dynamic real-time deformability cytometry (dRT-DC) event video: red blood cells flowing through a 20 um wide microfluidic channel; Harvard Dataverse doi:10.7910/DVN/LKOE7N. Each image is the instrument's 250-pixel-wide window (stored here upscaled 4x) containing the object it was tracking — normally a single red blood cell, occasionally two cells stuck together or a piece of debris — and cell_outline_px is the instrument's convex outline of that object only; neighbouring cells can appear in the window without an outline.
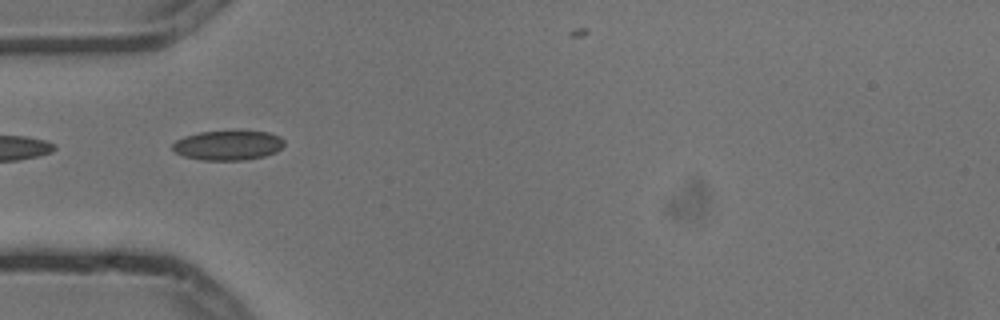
{"species": "common noctule bat (a hibernating species)", "species_latin": "Nyctalus noctula", "temperature_condition": "cold", "stored_images_in_passage": 9, "camera_frame_rate_fps": 3000, "um_per_image_px": 0.085, "animal": {"sex": "male", "body_mass_g": 13.3}, "frame": {"image": 1, "passage_image": 3, "time_ms": 0.667, "image_size_px": [1000, 320], "cell_outline_px": [[284, 144], [276, 152], [264, 156], [244, 160], [204, 160], [184, 156], [176, 152], [172, 148], [172, 144], [176, 140], [184, 136], [200, 132], [268, 132], [280, 136], [284, 140]], "centroid_in_image_um": [19.38, 12.36], "position_along_channel_um": 65.6, "area_um2": 19.02}}
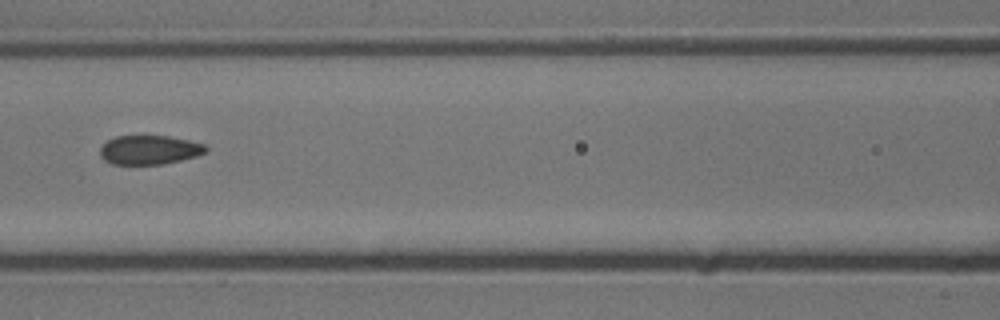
{"frame": {"image": 2, "passage_image": 5, "time_ms": 1.333, "image_size_px": [1000, 320], "cell_outline_px": [[208, 148], [204, 152], [196, 156], [164, 164], [112, 164], [104, 160], [100, 156], [100, 148], [108, 140], [116, 136], [168, 136], [188, 140], [204, 144]], "centroid_in_image_um": [12.68, 12.74], "position_along_channel_um": 153.9, "area_um2": 17.8}}
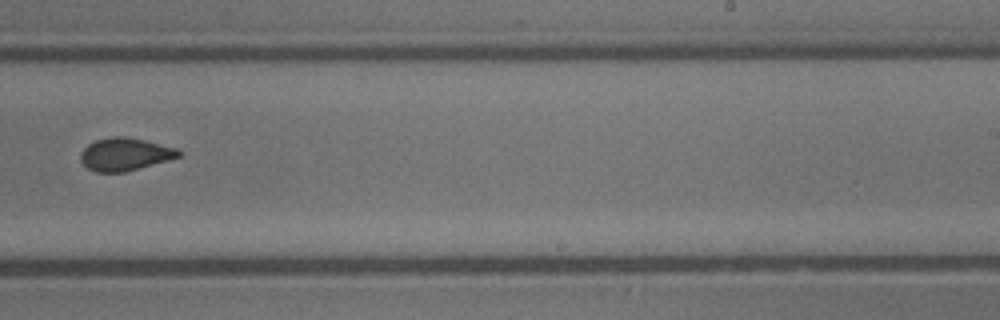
{"frame": {"image": 3, "passage_image": 8, "time_ms": 2.333, "image_size_px": [1000, 320], "cell_outline_px": [[184, 152], [180, 156], [168, 160], [124, 172], [96, 172], [88, 168], [80, 160], [80, 152], [88, 144], [96, 140], [112, 136], [124, 136], [144, 140], [180, 148]], "centroid_in_image_um": [10.65, 13.1], "position_along_channel_um": 278.4, "area_um2": 18.79}}